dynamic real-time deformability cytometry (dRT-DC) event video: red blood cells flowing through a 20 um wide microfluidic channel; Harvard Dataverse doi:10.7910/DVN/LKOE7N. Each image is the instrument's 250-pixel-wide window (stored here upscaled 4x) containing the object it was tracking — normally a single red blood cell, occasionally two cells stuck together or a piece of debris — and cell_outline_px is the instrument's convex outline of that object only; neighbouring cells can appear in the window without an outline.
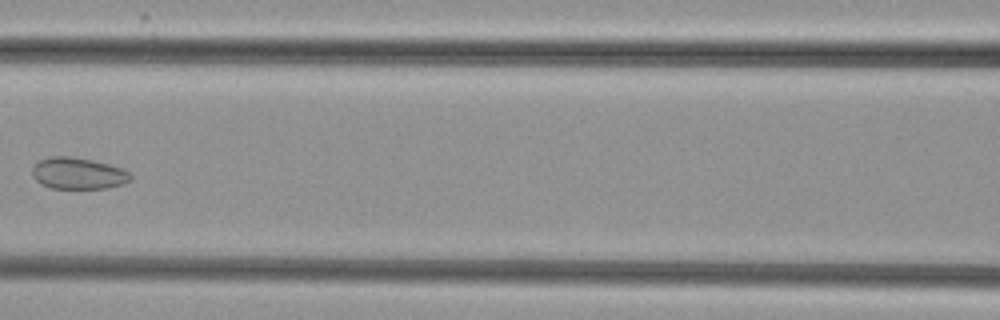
{"species": "common noctule bat (a hibernating species)", "species_latin": "Nyctalus noctula", "temperature_condition": "cold", "stored_images_in_passage": 6, "camera_frame_rate_fps": 3000, "um_per_image_px": 0.085, "animal": {"sex": "female", "body_mass_g": 29.2, "forearm_length_mm": 56.3}, "frame": {"image": 1, "passage_image": 6, "time_ms": 6.667, "image_size_px": [1000, 320], "cell_outline_px": [[132, 180], [124, 184], [108, 188], [48, 188], [40, 184], [32, 176], [32, 168], [40, 160], [52, 156], [68, 156], [92, 160], [124, 168], [132, 176]], "centroid_in_image_um": [6.66, 14.75], "position_along_channel_um": 159.9, "area_um2": 18.21}}